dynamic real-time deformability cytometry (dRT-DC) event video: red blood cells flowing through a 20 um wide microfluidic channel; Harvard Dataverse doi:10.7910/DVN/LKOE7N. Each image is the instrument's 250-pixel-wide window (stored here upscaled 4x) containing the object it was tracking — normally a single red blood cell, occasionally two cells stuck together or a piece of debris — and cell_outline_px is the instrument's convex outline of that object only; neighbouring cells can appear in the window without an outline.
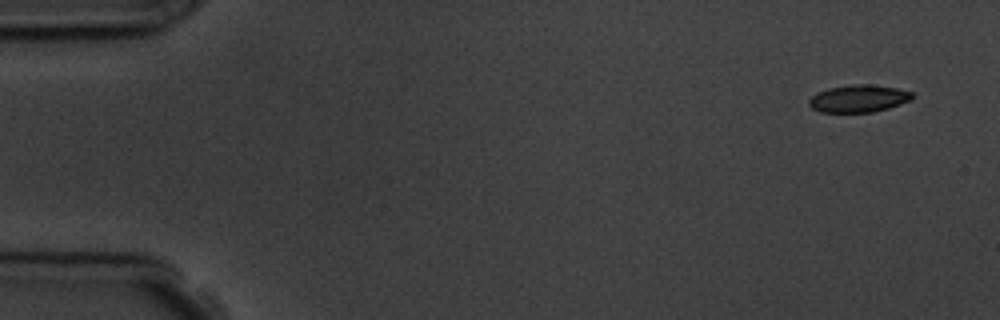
{"species": "common noctule bat (a hibernating species)", "species_latin": "Nyctalus noctula", "temperature_condition": "room temperature", "stored_images_in_passage": 6, "camera_frame_rate_fps": 3000, "um_per_image_px": 0.085, "animal": {"sex": "male", "body_mass_g": 19.5, "forearm_length_mm": 54.6}, "frame": {"image": 1, "passage_image": 1, "time_ms": 0.0, "image_size_px": [1000, 320], "cell_outline_px": [[912, 100], [888, 108], [872, 112], [820, 112], [812, 108], [808, 104], [808, 100], [812, 96], [828, 88], [852, 84], [868, 84], [896, 88], [912, 92]], "centroid_in_image_um": [72.97, 8.38], "position_along_channel_um": 12.0, "area_um2": 16.36}}
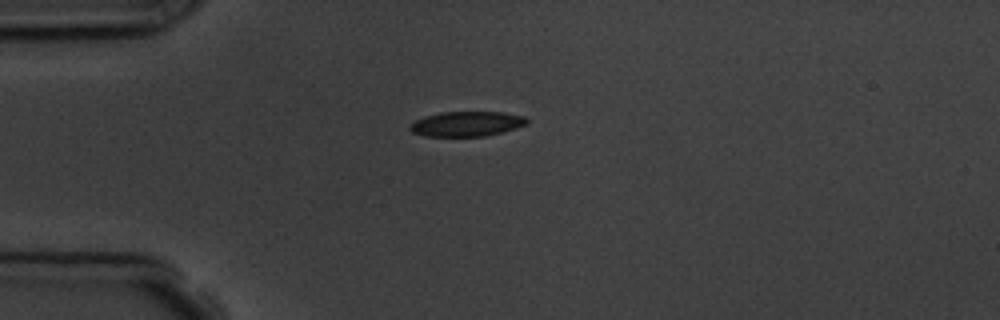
{"frame": {"image": 2, "passage_image": 4, "time_ms": 3.667, "image_size_px": [1000, 320], "cell_outline_px": [[528, 124], [516, 128], [484, 136], [424, 136], [412, 132], [408, 128], [416, 120], [424, 116], [440, 112], [504, 112], [524, 116], [528, 120]], "centroid_in_image_um": [39.67, 10.52], "position_along_channel_um": 45.3, "area_um2": 16.94}}